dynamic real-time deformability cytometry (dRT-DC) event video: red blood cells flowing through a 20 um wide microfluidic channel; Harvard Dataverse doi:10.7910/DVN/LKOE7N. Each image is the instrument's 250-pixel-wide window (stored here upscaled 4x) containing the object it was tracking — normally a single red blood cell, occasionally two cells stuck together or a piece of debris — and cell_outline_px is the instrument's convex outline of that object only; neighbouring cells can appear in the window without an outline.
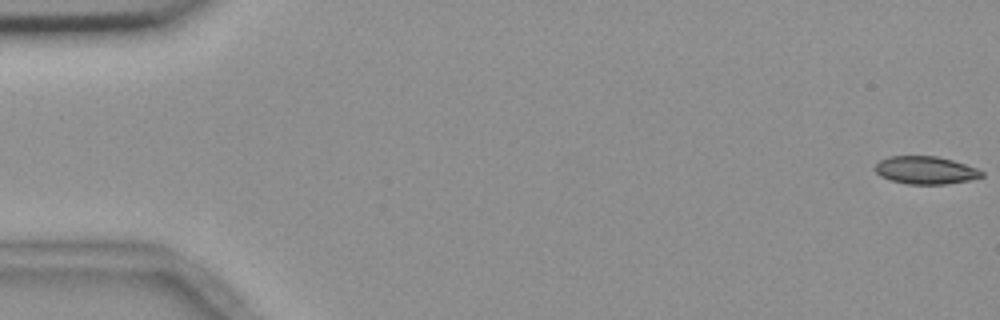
{"species": "common noctule bat (a hibernating species)", "species_latin": "Nyctalus noctula", "temperature_condition": "room temperature", "stored_images_in_passage": 55, "camera_frame_rate_fps": 3000, "um_per_image_px": 0.085, "animal": {"sex": "female", "body_mass_g": 18.4}, "frame": {"image": 1, "passage_image": 1, "time_ms": 0.0, "image_size_px": [1000, 320], "cell_outline_px": [[984, 176], [968, 180], [944, 184], [908, 184], [892, 180], [880, 176], [876, 172], [876, 164], [880, 160], [888, 156], [936, 156], [952, 160], [976, 168], [984, 172]], "centroid_in_image_um": [78.67, 14.46], "position_along_channel_um": 6.3, "area_um2": 17.05}}
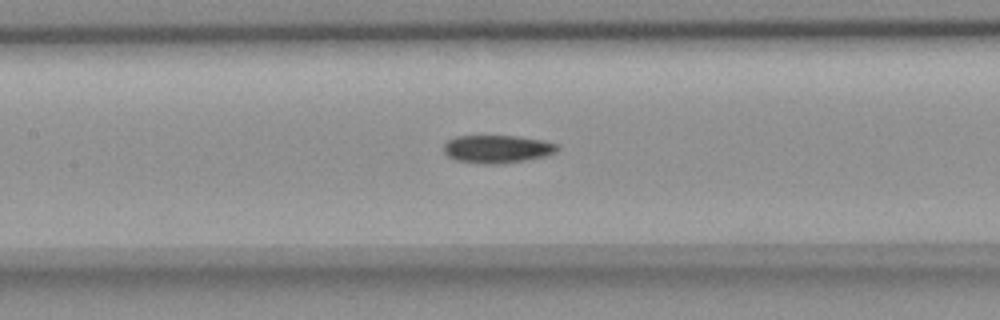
{"frame": {"image": 2, "passage_image": 26, "time_ms": 8.333, "image_size_px": [1000, 320], "cell_outline_px": [[560, 148], [556, 152], [544, 156], [504, 164], [484, 164], [456, 160], [448, 156], [444, 152], [444, 144], [448, 140], [456, 136], [516, 136], [544, 140], [560, 144]], "centroid_in_image_um": [42.3, 12.66], "position_along_channel_um": 165.1, "area_um2": 18.61}}
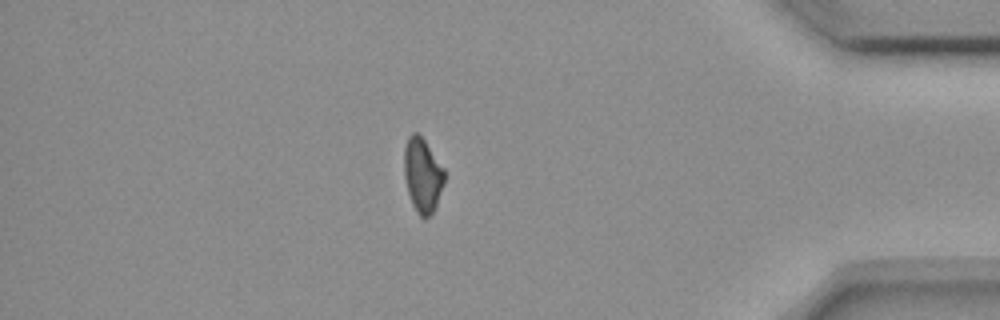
{"frame": {"image": 3, "passage_image": 48, "time_ms": 15.667, "image_size_px": [1000, 320], "cell_outline_px": [[444, 184], [436, 208], [424, 220], [416, 212], [412, 204], [408, 192], [404, 176], [404, 148], [408, 136], [412, 132], [416, 132], [424, 140], [444, 168]], "centroid_in_image_um": [35.91, 14.91], "position_along_channel_um": 399.3, "area_um2": 17.51}}